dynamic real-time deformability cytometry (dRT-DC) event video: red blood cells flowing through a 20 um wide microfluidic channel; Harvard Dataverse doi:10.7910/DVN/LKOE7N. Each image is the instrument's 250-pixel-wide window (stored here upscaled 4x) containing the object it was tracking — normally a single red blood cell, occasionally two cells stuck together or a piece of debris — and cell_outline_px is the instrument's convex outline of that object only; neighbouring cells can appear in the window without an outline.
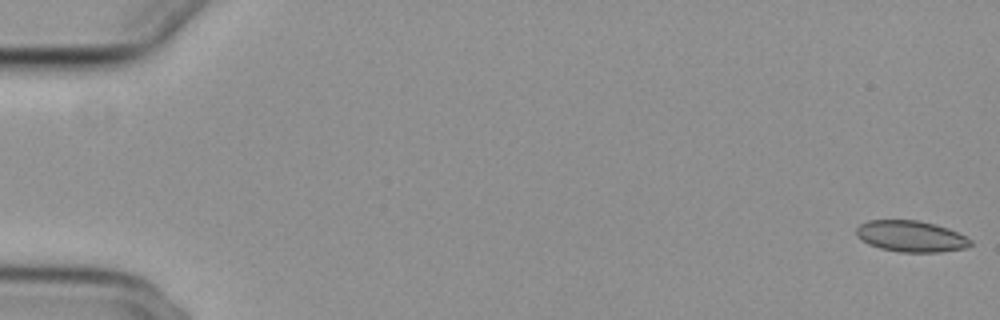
{"species": "common noctule bat (a hibernating species)", "species_latin": "Nyctalus noctula", "temperature_condition": "cold", "stored_images_in_passage": 56, "camera_frame_rate_fps": 3000, "um_per_image_px": 0.085, "animal": {"sex": "female", "body_mass_g": 29.2, "forearm_length_mm": 56.3}, "frame": {"image": 1, "passage_image": 1, "time_ms": 0.0, "image_size_px": [1000, 320], "cell_outline_px": [[972, 244], [968, 248], [940, 252], [900, 252], [880, 248], [868, 244], [860, 240], [856, 236], [856, 228], [860, 224], [868, 220], [916, 220], [936, 224], [948, 228], [972, 240]], "centroid_in_image_um": [77.42, 20.09], "position_along_channel_um": 7.6, "area_um2": 20.92}}
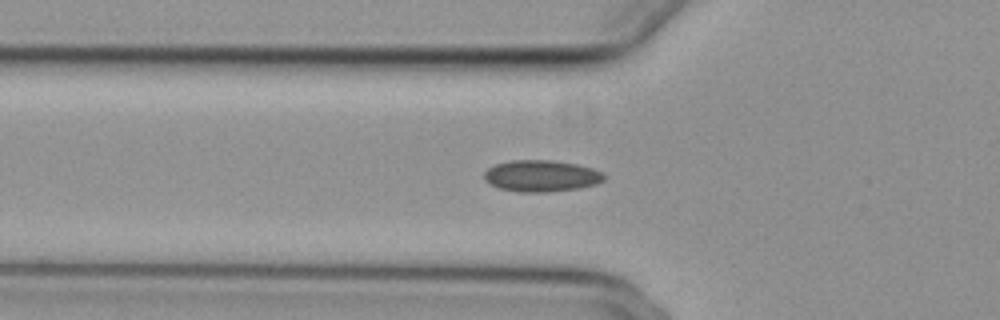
{"frame": {"image": 2, "passage_image": 20, "time_ms": 6.333, "image_size_px": [1000, 320], "cell_outline_px": [[604, 180], [596, 184], [580, 188], [548, 192], [520, 192], [500, 188], [484, 180], [484, 172], [488, 168], [496, 164], [512, 160], [552, 160], [576, 164], [592, 168], [604, 172]], "centroid_in_image_um": [46.03, 14.95], "position_along_channel_um": 79.8, "area_um2": 22.02}}
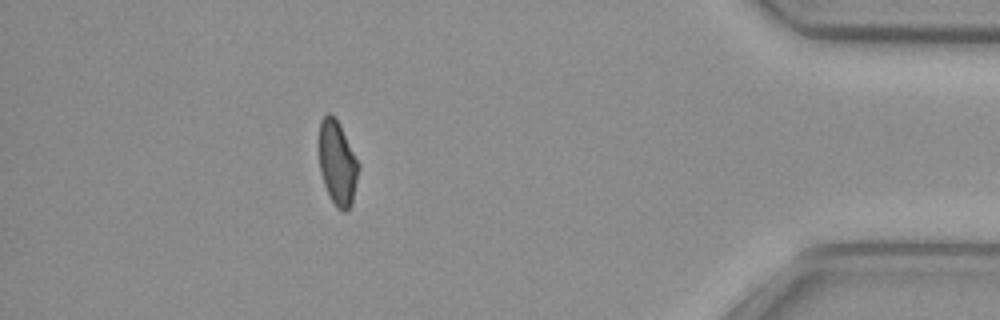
{"frame": {"image": 3, "passage_image": 50, "time_ms": 16.333, "image_size_px": [1000, 320], "cell_outline_px": [[360, 168], [352, 204], [344, 212], [336, 208], [324, 184], [320, 172], [320, 120], [328, 112], [336, 116], [360, 164]], "centroid_in_image_um": [28.71, 13.85], "position_along_channel_um": 406.5, "area_um2": 19.48}, "authors_computed_cell_mechanics": {"area_um2": 20.8369, "velocity_mm_per_s": 3.7361, "shape_relaxation_time_tau1_ms": null, "shape_relaxation_time_tau2_ms": 3.0931, "deformation_change_tau1": null, "deformation_change_tau2": 0.0799}}